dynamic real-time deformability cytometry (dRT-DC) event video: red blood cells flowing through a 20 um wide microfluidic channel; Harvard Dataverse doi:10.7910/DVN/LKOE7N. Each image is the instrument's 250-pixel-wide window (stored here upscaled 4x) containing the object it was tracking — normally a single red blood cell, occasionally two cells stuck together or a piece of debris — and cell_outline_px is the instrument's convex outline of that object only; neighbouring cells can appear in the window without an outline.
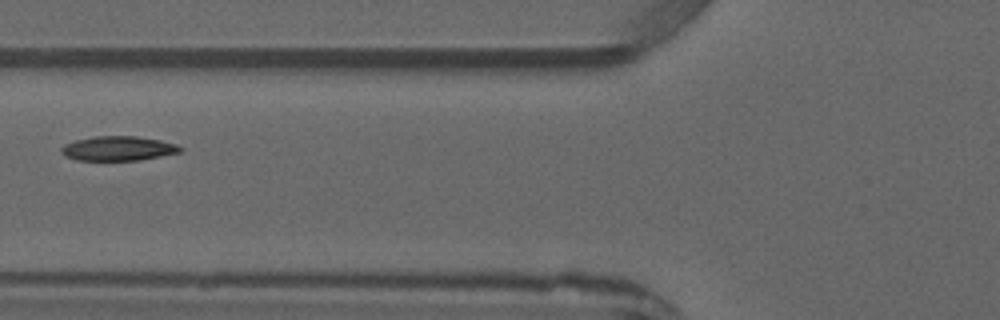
{"species": "common noctule bat (a hibernating species)", "species_latin": "Nyctalus noctula", "temperature_condition": "warm", "stored_images_in_passage": 2, "camera_frame_rate_fps": 3000, "um_per_image_px": 0.085, "animal": {"sex": "male", "forearm_length_mm": 52.5}, "frame": {"image": 1, "passage_image": 2, "time_ms": 1.333, "image_size_px": [1000, 320], "cell_outline_px": [[184, 148], [180, 152], [140, 160], [76, 160], [64, 156], [60, 152], [60, 148], [64, 144], [76, 140], [92, 136], [136, 136], [160, 140], [176, 144]], "centroid_in_image_um": [10.01, 12.61], "position_along_channel_um": 115.8, "area_um2": 17.05}}